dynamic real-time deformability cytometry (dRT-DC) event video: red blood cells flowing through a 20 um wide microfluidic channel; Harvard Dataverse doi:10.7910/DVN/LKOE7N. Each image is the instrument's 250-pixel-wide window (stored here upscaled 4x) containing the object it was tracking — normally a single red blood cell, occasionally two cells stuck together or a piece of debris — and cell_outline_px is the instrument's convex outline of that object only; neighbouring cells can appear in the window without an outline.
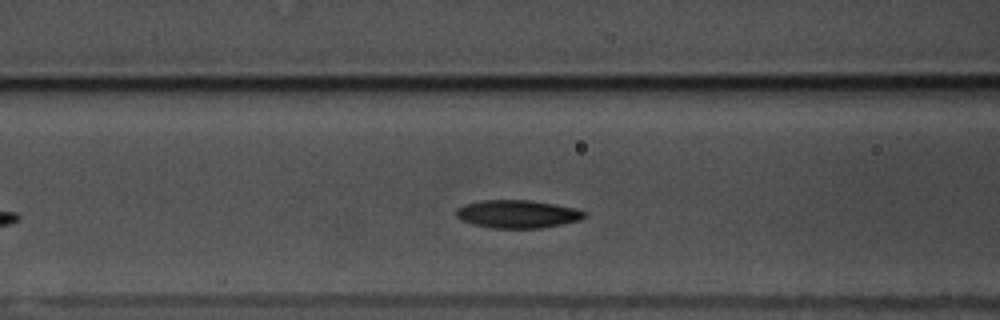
{"species": "common noctule bat (a hibernating species)", "species_latin": "Nyctalus noctula", "temperature_condition": "warm", "stored_images_in_passage": 38, "camera_frame_rate_fps": 3000, "um_per_image_px": 0.085, "animal": {"sex": "male", "body_mass_g": 17.5, "forearm_length_mm": 52.3}, "frame": {"image": 1, "passage_image": 13, "time_ms": 4.0, "image_size_px": [1000, 320], "cell_outline_px": [[588, 216], [580, 220], [540, 228], [492, 228], [472, 224], [460, 220], [456, 216], [456, 208], [464, 204], [480, 200], [528, 200], [576, 208], [588, 212]], "centroid_in_image_um": [43.97, 18.19], "position_along_channel_um": 122.6, "area_um2": 21.04}}
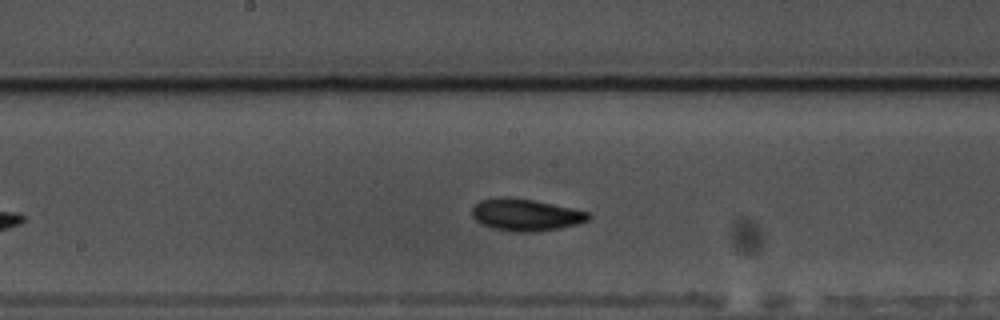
{"frame": {"image": 2, "passage_image": 20, "time_ms": 6.333, "image_size_px": [1000, 320], "cell_outline_px": [[592, 216], [588, 220], [576, 224], [560, 228], [536, 232], [512, 232], [492, 228], [476, 220], [472, 216], [472, 208], [480, 200], [504, 196], [532, 200], [552, 204], [588, 212]], "centroid_in_image_um": [44.67, 18.27], "position_along_channel_um": 203.5, "area_um2": 21.56}}
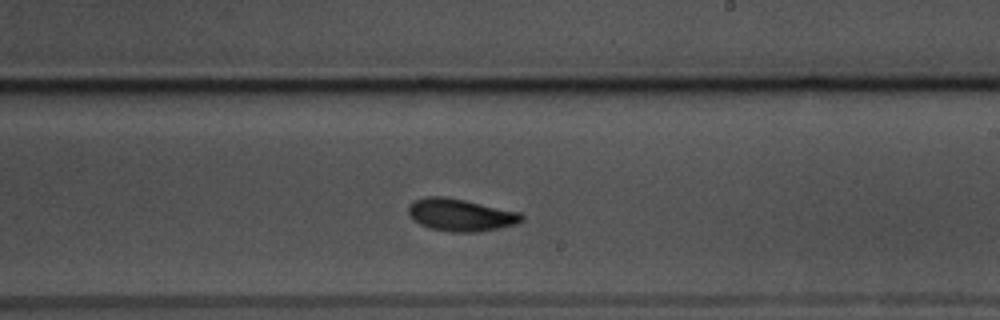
{"frame": {"image": 3, "passage_image": 24, "time_ms": 7.667, "image_size_px": [1000, 320], "cell_outline_px": [[524, 220], [516, 224], [500, 228], [476, 232], [452, 232], [432, 228], [420, 224], [412, 220], [408, 212], [408, 204], [412, 200], [424, 196], [444, 196], [464, 200], [520, 212], [524, 216]], "centroid_in_image_um": [39.13, 18.26], "position_along_channel_um": 249.9, "area_um2": 21.5}, "authors_computed_cell_mechanics": {"area_um2": 20.6346, "velocity_mm_per_s": 3.4823, "shape_relaxation_time_tau1_ms": 3.8084, "shape_relaxation_time_tau2_ms": 2.1119, "deformation_change_tau1": 0.1331, "deformation_change_tau2": 0.0742}}